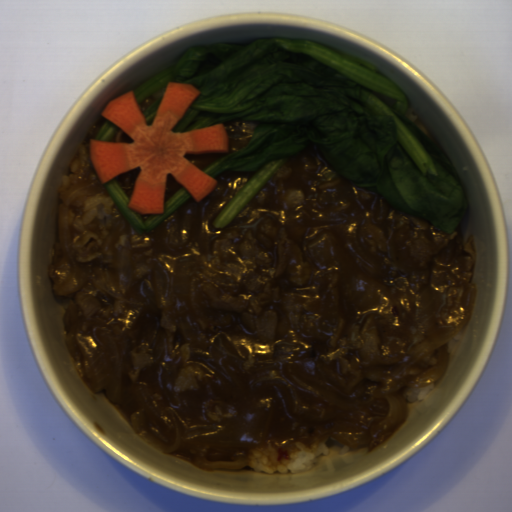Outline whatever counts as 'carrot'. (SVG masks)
Instances as JSON below:
<instances>
[{
	"label": "carrot",
	"instance_id": "carrot-1",
	"mask_svg": "<svg viewBox=\"0 0 512 512\" xmlns=\"http://www.w3.org/2000/svg\"><path fill=\"white\" fill-rule=\"evenodd\" d=\"M199 94L188 85L167 82L151 125H148L132 90L108 101L101 114L133 142L90 140V158L102 184L141 168L133 184L128 208L142 214L162 215L168 174L198 202L214 189L217 181L184 155L228 152L225 123L174 131Z\"/></svg>",
	"mask_w": 512,
	"mask_h": 512
}]
</instances>
